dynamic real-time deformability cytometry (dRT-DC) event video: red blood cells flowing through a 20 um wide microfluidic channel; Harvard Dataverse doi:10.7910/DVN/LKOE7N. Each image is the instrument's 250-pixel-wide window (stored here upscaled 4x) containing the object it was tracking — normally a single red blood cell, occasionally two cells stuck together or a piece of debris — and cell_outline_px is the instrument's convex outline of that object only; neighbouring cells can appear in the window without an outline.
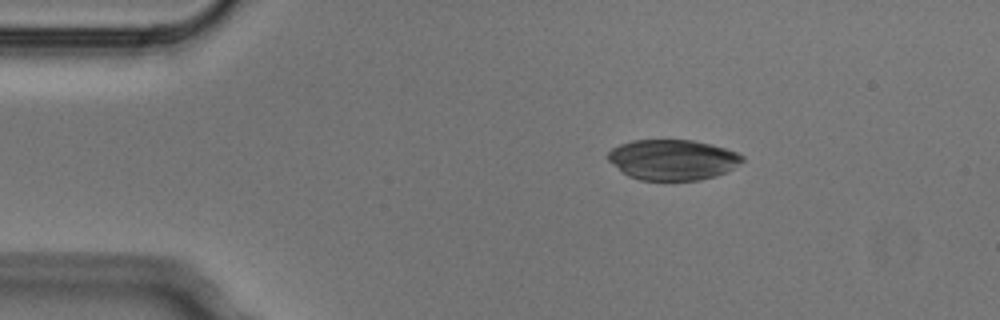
{"species": "Egyptian fruit bat (a non-hibernating species)", "species_latin": "Rousettus aegyptiacus", "temperature_condition": "cold", "stored_images_in_passage": 4, "camera_frame_rate_fps": 3000, "um_per_image_px": 0.085, "animal": {"sex": "male"}, "frame": {"image": 1, "passage_image": 2, "time_ms": 0.333, "image_size_px": [1000, 320], "cell_outline_px": [[744, 160], [740, 164], [728, 172], [716, 176], [700, 180], [640, 180], [628, 176], [608, 160], [608, 152], [612, 148], [620, 144], [632, 140], [692, 140], [712, 144], [736, 152], [744, 156]], "centroid_in_image_um": [57.2, 13.58], "position_along_channel_um": 27.8, "area_um2": 31.79}}
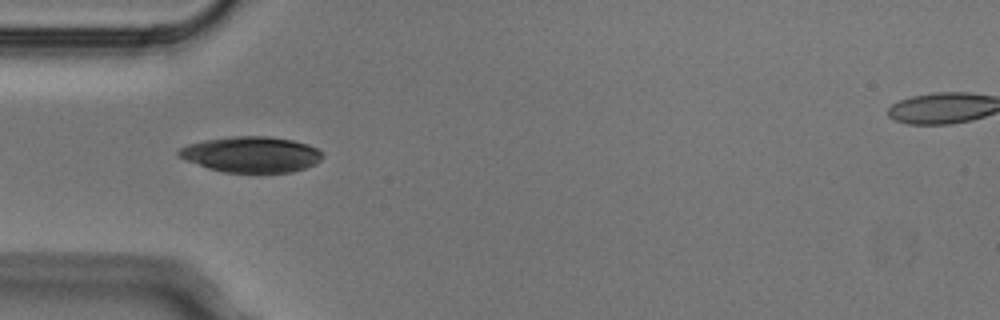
{"frame": {"image": 2, "passage_image": 4, "time_ms": 1.0, "image_size_px": [1000, 320], "cell_outline_px": [[324, 156], [316, 164], [292, 172], [224, 172], [208, 168], [188, 160], [180, 156], [176, 152], [180, 148], [188, 144], [204, 140], [232, 136], [268, 136], [292, 140], [308, 144], [324, 152]], "centroid_in_image_um": [21.4, 13.12], "position_along_channel_um": 63.6, "area_um2": 29.88}}